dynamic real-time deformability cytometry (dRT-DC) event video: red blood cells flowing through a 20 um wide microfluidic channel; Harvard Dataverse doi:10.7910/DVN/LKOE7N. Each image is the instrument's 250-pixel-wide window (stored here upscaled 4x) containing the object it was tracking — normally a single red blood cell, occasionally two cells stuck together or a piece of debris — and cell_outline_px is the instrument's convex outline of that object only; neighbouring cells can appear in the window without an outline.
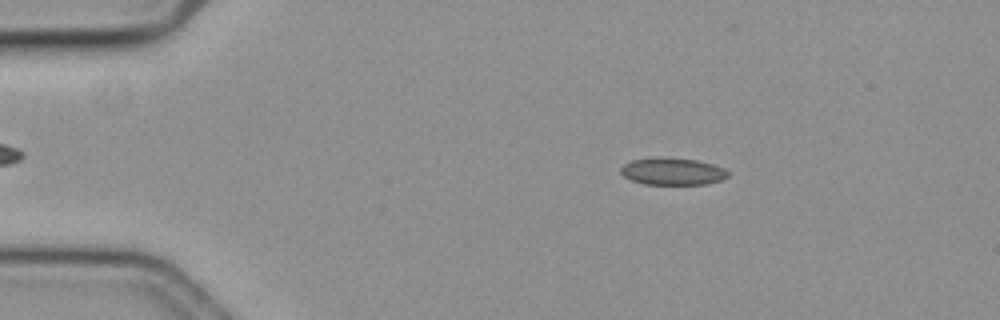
{"species": "common noctule bat (a hibernating species)", "species_latin": "Nyctalus noctula", "temperature_condition": "cold", "stored_images_in_passage": 58, "camera_frame_rate_fps": 3000, "um_per_image_px": 0.085, "animal": {"sex": "female", "body_mass_g": 19.3, "forearm_length_mm": 54.1}, "frame": {"image": 1, "passage_image": 10, "time_ms": 3.0, "image_size_px": [1000, 320], "cell_outline_px": [[728, 176], [720, 180], [708, 184], [644, 184], [632, 180], [624, 176], [620, 172], [620, 168], [624, 164], [632, 160], [652, 156], [664, 156], [696, 160], [712, 164], [724, 168], [728, 172]], "centroid_in_image_um": [57.13, 14.55], "position_along_channel_um": 27.9, "area_um2": 17.17}}
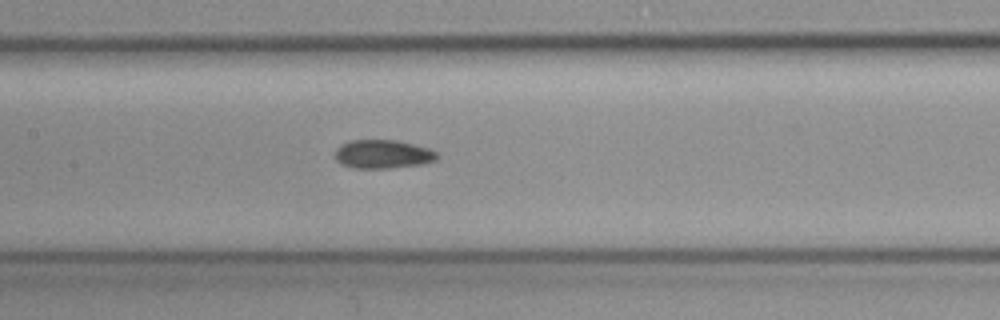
{"frame": {"image": 2, "passage_image": 28, "time_ms": 9.0, "image_size_px": [1000, 320], "cell_outline_px": [[440, 156], [436, 160], [424, 164], [388, 168], [352, 168], [340, 164], [336, 160], [336, 148], [340, 144], [348, 140], [396, 140], [428, 148], [436, 152]], "centroid_in_image_um": [32.53, 13.1], "position_along_channel_um": 174.9, "area_um2": 17.17}}
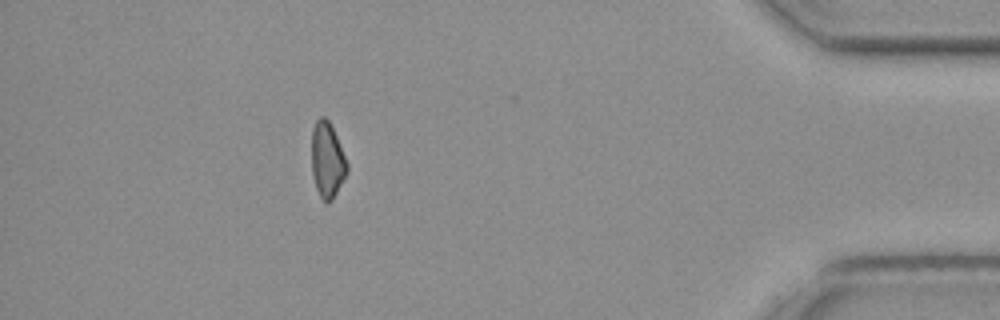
{"frame": {"image": 3, "passage_image": 52, "time_ms": 17.0, "image_size_px": [1000, 320], "cell_outline_px": [[348, 172], [332, 200], [328, 204], [320, 196], [316, 188], [312, 172], [312, 128], [316, 120], [320, 116], [324, 116], [328, 120], [336, 136], [348, 164]], "centroid_in_image_um": [27.81, 13.6], "position_along_channel_um": 407.4, "area_um2": 15.49}, "authors_computed_cell_mechanics": {"area_um2": 16.7909, "velocity_mm_per_s": 3.5794, "shape_relaxation_time_tau1_ms": 5.4818, "shape_relaxation_time_tau2_ms": 4.6555, "deformation_change_tau1": 0.1108, "deformation_change_tau2": 0.0894}}